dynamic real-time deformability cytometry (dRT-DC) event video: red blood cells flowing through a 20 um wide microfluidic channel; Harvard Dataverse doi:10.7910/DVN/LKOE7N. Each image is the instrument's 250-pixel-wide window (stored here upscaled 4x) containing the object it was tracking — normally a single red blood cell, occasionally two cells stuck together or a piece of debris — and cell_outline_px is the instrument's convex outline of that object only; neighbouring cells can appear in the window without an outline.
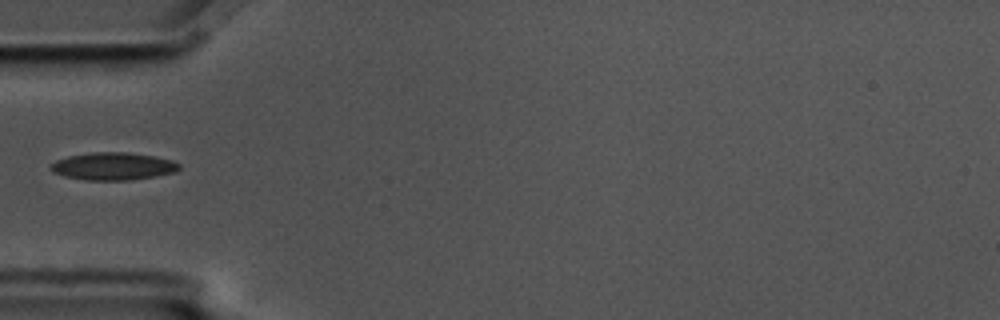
{"species": "common noctule bat (a hibernating species)", "species_latin": "Nyctalus noctula", "temperature_condition": "cold", "stored_images_in_passage": 6, "camera_frame_rate_fps": 3000, "um_per_image_px": 0.085, "animal": {"sex": "male", "body_mass_g": 17.5, "forearm_length_mm": 52.3}, "frame": {"image": 1, "passage_image": 6, "time_ms": 1.667, "image_size_px": [1000, 320], "cell_outline_px": [[180, 168], [176, 172], [156, 176], [132, 180], [88, 180], [64, 176], [52, 172], [52, 164], [56, 160], [68, 156], [92, 152], [128, 152], [156, 156], [172, 160], [180, 164]], "centroid_in_image_um": [9.66, 14.13], "position_along_channel_um": 75.3, "area_um2": 20.69}}